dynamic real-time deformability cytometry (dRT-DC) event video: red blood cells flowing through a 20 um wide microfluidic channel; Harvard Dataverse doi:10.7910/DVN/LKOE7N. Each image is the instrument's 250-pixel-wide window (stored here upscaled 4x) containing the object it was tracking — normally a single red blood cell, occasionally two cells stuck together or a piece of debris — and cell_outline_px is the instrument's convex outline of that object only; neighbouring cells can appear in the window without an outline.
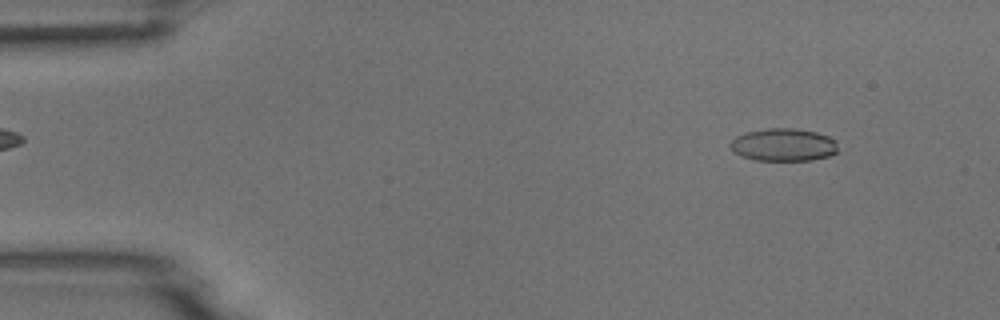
{"species": "common noctule bat (a hibernating species)", "species_latin": "Nyctalus noctula", "temperature_condition": "room temperature", "stored_images_in_passage": 52, "camera_frame_rate_fps": 3000, "um_per_image_px": 0.085, "animal": {"sex": "male", "body_mass_g": 18.8}, "frame": {"image": 1, "passage_image": 5, "time_ms": 1.333, "image_size_px": [1000, 320], "cell_outline_px": [[836, 152], [828, 156], [812, 160], [756, 160], [740, 156], [728, 144], [736, 136], [744, 132], [768, 128], [796, 128], [816, 132], [828, 136], [836, 140]], "centroid_in_image_um": [66.58, 12.3], "position_along_channel_um": 18.4, "area_um2": 20.52}}
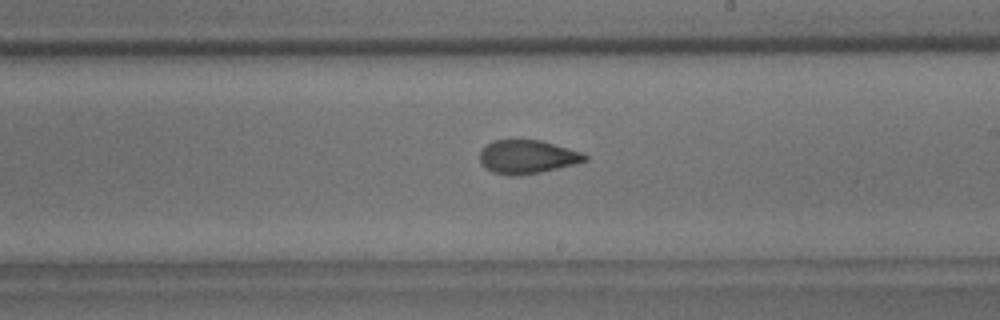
{"frame": {"image": 2, "passage_image": 30, "time_ms": 9.667, "image_size_px": [1000, 320], "cell_outline_px": [[588, 160], [576, 164], [540, 172], [520, 176], [508, 176], [492, 172], [480, 160], [480, 152], [492, 140], [540, 140], [584, 152], [588, 156]], "centroid_in_image_um": [44.87, 13.34], "position_along_channel_um": 244.1, "area_um2": 20.58}}
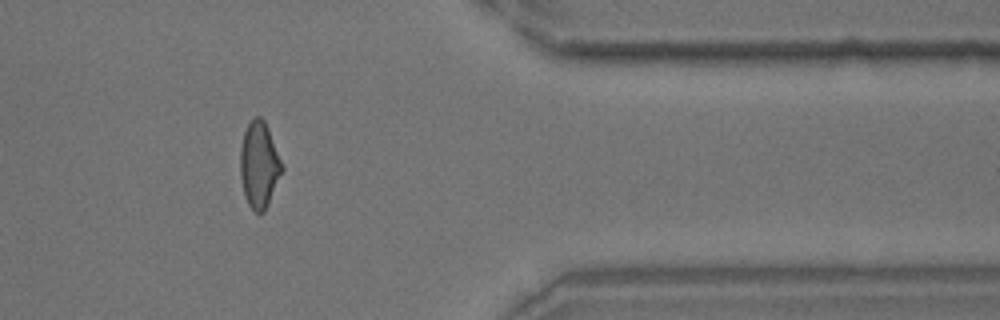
{"frame": {"image": 3, "passage_image": 43, "time_ms": 14.0, "image_size_px": [1000, 320], "cell_outline_px": [[284, 168], [268, 204], [264, 212], [256, 212], [248, 204], [244, 196], [240, 176], [240, 148], [244, 132], [248, 124], [256, 116], [260, 116], [264, 120], [268, 128], [284, 164]], "centroid_in_image_um": [22.04, 14.0], "position_along_channel_um": 389.4, "area_um2": 21.04}}